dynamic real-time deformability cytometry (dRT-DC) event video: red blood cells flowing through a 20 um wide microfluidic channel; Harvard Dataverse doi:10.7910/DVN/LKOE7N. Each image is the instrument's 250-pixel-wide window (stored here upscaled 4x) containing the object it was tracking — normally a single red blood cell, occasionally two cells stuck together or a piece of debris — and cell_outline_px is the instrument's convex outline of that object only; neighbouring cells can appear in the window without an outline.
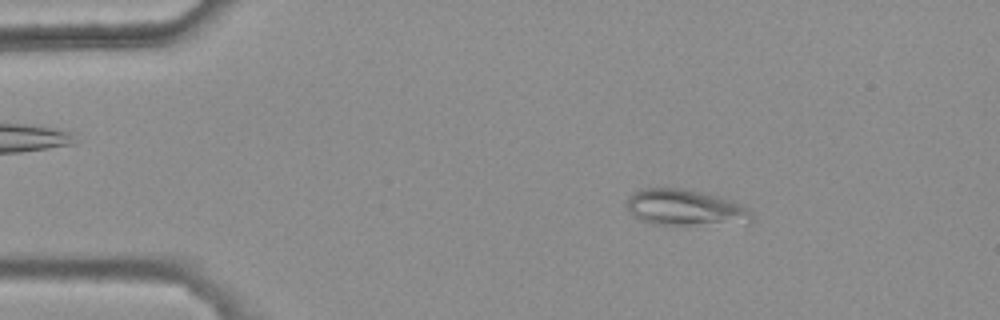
{"species": "common noctule bat (a hibernating species)", "species_latin": "Nyctalus noctula", "temperature_condition": "warm", "stored_images_in_passage": 42, "camera_frame_rate_fps": 3000, "um_per_image_px": 0.085, "animal": {"sex": "female", "body_mass_g": 25.1}, "frame": {"image": 1, "passage_image": 4, "time_ms": 1.0, "image_size_px": [1000, 320], "cell_outline_px": [[752, 220], [748, 224], [652, 224], [640, 220], [632, 216], [628, 212], [628, 196], [632, 192], [644, 188], [680, 188], [704, 192], [732, 200], [740, 204], [752, 216]], "centroid_in_image_um": [58.21, 17.65], "position_along_channel_um": 26.8, "area_um2": 26.36}}
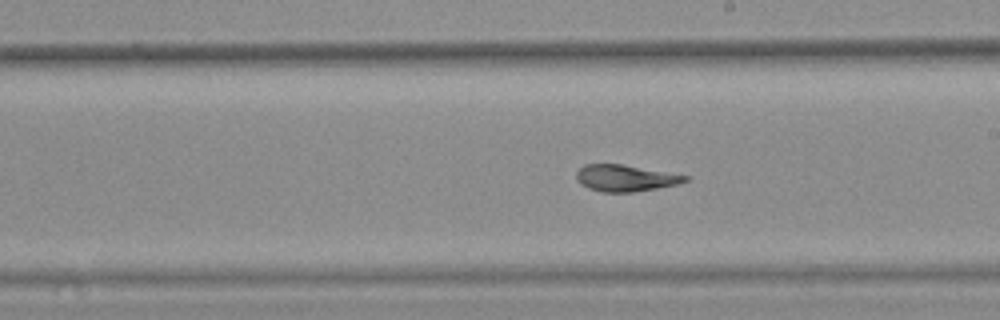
{"frame": {"image": 2, "passage_image": 26, "time_ms": 8.333, "image_size_px": [1000, 320], "cell_outline_px": [[688, 180], [676, 184], [656, 188], [632, 192], [600, 192], [588, 188], [580, 184], [576, 180], [576, 172], [584, 164], [620, 164], [688, 176]], "centroid_in_image_um": [53.07, 15.14], "position_along_channel_um": 235.9, "area_um2": 16.59}}
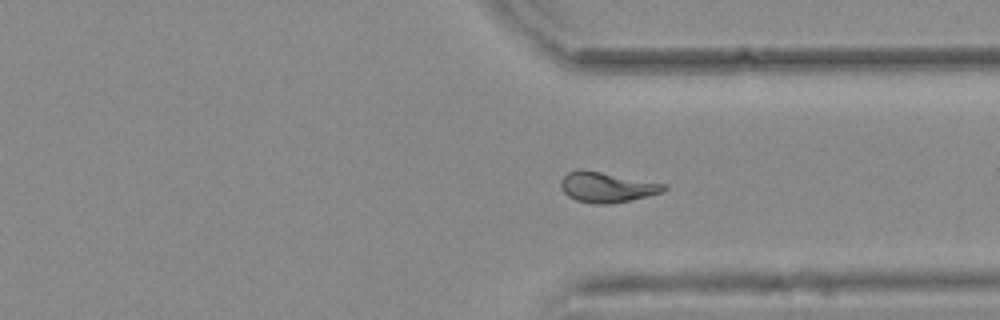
{"frame": {"image": 3, "passage_image": 36, "time_ms": 11.667, "image_size_px": [1000, 320], "cell_outline_px": [[668, 188], [664, 192], [648, 196], [612, 204], [596, 204], [576, 200], [568, 196], [564, 192], [560, 184], [560, 180], [568, 172], [580, 168], [664, 184]], "centroid_in_image_um": [51.56, 15.91], "position_along_channel_um": 359.8, "area_um2": 18.09}, "authors_computed_cell_mechanics": {"area_um2": 17.7735, "velocity_mm_per_s": 3.7067, "shape_relaxation_time_tau1_ms": null, "shape_relaxation_time_tau2_ms": 2.5187, "deformation_change_tau1": null, "deformation_change_tau2": 0.0626}}